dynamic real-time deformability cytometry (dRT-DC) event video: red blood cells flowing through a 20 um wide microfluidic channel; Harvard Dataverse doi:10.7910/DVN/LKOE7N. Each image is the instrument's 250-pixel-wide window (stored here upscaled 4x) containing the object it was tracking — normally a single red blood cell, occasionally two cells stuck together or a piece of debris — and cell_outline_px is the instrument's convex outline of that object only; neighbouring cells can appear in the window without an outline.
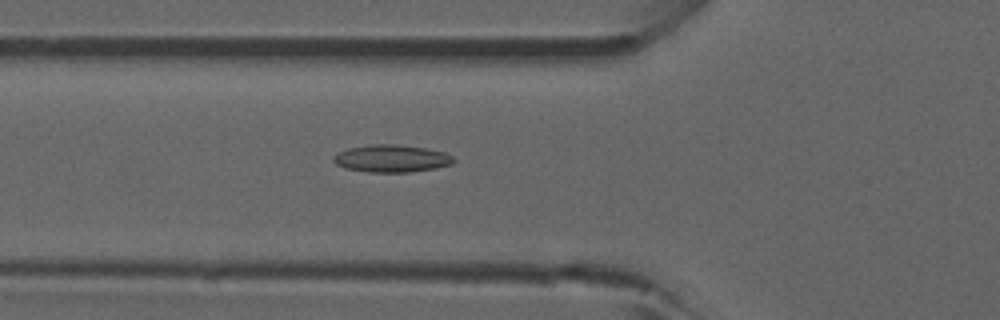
{"species": "common noctule bat (a hibernating species)", "species_latin": "Nyctalus noctula", "temperature_condition": "room temperature", "stored_images_in_passage": 49, "camera_frame_rate_fps": 3000, "um_per_image_px": 0.085, "animal": {"sex": "male", "forearm_length_mm": 52.5}, "frame": {"image": 1, "passage_image": 15, "time_ms": 4.667, "image_size_px": [1000, 320], "cell_outline_px": [[456, 160], [452, 164], [436, 168], [412, 172], [368, 172], [344, 168], [336, 164], [332, 160], [332, 156], [348, 148], [372, 144], [396, 144], [424, 148], [444, 152], [452, 156]], "centroid_in_image_um": [33.27, 13.48], "position_along_channel_um": 92.5, "area_um2": 19.25}, "authors_computed_cell_mechanics": {"area_um2": 17.2822, "velocity_mm_per_s": 3.9139, "shape_relaxation_time_tau1_ms": null, "shape_relaxation_time_tau2_ms": 3.3169, "deformation_change_tau1": null, "deformation_change_tau2": 0.1103}}